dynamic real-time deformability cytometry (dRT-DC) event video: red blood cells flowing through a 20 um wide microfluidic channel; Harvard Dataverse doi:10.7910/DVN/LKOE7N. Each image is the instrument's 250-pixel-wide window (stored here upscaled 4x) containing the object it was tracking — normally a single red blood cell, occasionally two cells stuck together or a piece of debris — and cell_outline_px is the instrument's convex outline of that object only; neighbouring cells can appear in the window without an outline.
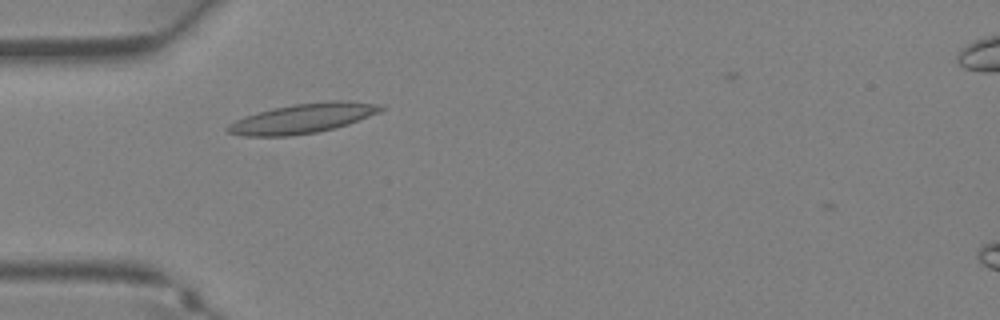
{"species": "Egyptian fruit bat (a non-hibernating species)", "species_latin": "Rousettus aegyptiacus", "temperature_condition": "warm", "stored_images_in_passage": 26, "camera_frame_rate_fps": 3000, "um_per_image_px": 0.085, "animal": {"sex": "female"}, "frame": {"image": 1, "passage_image": 1, "time_ms": 0.0, "image_size_px": [1000, 320], "cell_outline_px": [[388, 108], [380, 112], [348, 124], [316, 132], [288, 136], [244, 136], [228, 132], [224, 128], [228, 124], [244, 116], [292, 104], [328, 100], [348, 100], [380, 104]], "centroid_in_image_um": [25.78, 10.04], "position_along_channel_um": 59.2, "area_um2": 26.47}}
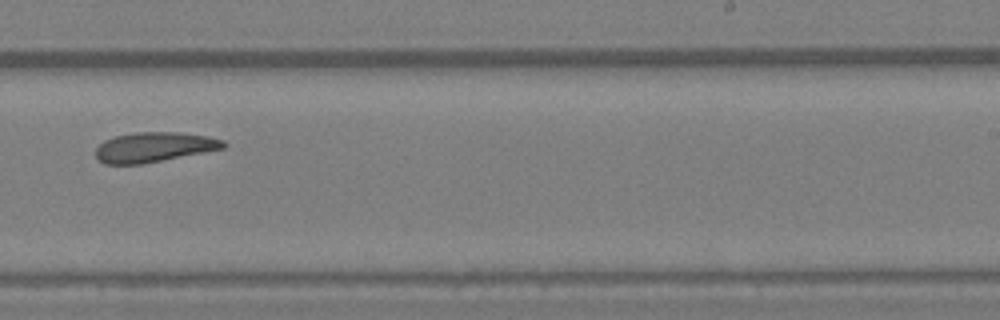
{"frame": {"image": 2, "passage_image": 13, "time_ms": 4.0, "image_size_px": [1000, 320], "cell_outline_px": [[228, 144], [224, 148], [204, 152], [140, 164], [104, 164], [96, 156], [96, 148], [104, 140], [116, 136], [136, 132], [176, 132], [208, 136], [224, 140]], "centroid_in_image_um": [13.1, 12.5], "position_along_channel_um": 275.9, "area_um2": 22.02}}
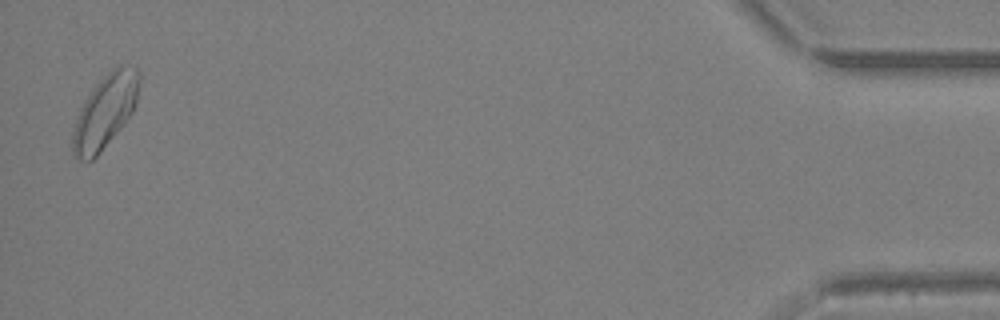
{"frame": {"image": 3, "passage_image": 26, "time_ms": 8.333, "image_size_px": [1000, 320], "cell_outline_px": [[140, 80], [136, 104], [132, 112], [120, 128], [100, 152], [92, 160], [80, 160], [72, 156], [72, 132], [80, 108], [84, 100], [96, 84], [112, 68], [120, 64], [136, 68], [140, 72]], "centroid_in_image_um": [8.92, 9.46], "position_along_channel_um": 426.3, "area_um2": 28.26}}